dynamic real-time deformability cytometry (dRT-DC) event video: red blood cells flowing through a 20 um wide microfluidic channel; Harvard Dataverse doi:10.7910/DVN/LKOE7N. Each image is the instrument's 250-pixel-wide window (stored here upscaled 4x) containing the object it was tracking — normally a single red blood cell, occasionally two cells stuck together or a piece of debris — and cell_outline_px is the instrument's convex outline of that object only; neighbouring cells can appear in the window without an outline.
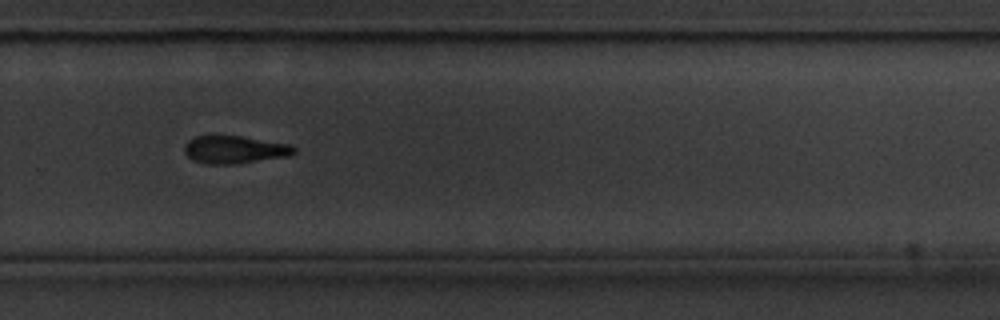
{"species": "common noctule bat (a hibernating species)", "species_latin": "Nyctalus noctula", "temperature_condition": "cold", "stored_images_in_passage": 37, "camera_frame_rate_fps": 3000, "um_per_image_px": 0.085, "animal": {"sex": "male", "body_mass_g": 20.1, "forearm_length_mm": 53.5}, "frame": {"image": 1, "passage_image": 27, "time_ms": 8.667, "image_size_px": [1000, 320], "cell_outline_px": [[296, 152], [288, 156], [232, 164], [208, 164], [192, 160], [184, 152], [184, 148], [188, 140], [196, 136], [240, 136], [288, 144], [296, 148]], "centroid_in_image_um": [19.91, 12.72], "position_along_channel_um": 309.9, "area_um2": 17.46}, "authors_computed_cell_mechanics": {"area_um2": 18.9006, "velocity_mm_per_s": 3.5563, "shape_relaxation_time_tau1_ms": 2.1279, "shape_relaxation_time_tau2_ms": null, "deformation_change_tau1": 0.1563, "deformation_change_tau2": null}}